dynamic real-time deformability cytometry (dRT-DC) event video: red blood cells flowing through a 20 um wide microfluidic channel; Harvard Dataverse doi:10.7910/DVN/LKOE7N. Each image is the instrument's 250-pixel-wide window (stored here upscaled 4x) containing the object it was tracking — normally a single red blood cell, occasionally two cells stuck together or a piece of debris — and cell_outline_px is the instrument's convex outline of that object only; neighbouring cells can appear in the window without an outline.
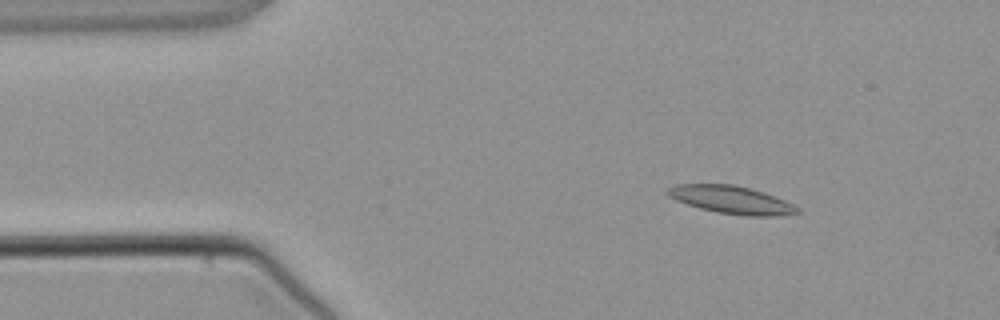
{"species": "common noctule bat (a hibernating species)", "species_latin": "Nyctalus noctula", "temperature_condition": "warm", "stored_images_in_passage": 2, "camera_frame_rate_fps": 3000, "um_per_image_px": 0.085, "animal": {"sex": "male", "body_mass_g": 21.5, "forearm_length_mm": 52.0}, "frame": {"image": 1, "passage_image": 1, "time_ms": 0.0, "image_size_px": [1000, 320], "cell_outline_px": [[800, 212], [776, 216], [744, 216], [716, 212], [700, 208], [676, 200], [668, 196], [664, 192], [668, 188], [676, 184], [732, 184], [764, 192], [784, 200], [800, 208]], "centroid_in_image_um": [62.15, 16.98], "position_along_channel_um": 22.9, "area_um2": 20.98}}